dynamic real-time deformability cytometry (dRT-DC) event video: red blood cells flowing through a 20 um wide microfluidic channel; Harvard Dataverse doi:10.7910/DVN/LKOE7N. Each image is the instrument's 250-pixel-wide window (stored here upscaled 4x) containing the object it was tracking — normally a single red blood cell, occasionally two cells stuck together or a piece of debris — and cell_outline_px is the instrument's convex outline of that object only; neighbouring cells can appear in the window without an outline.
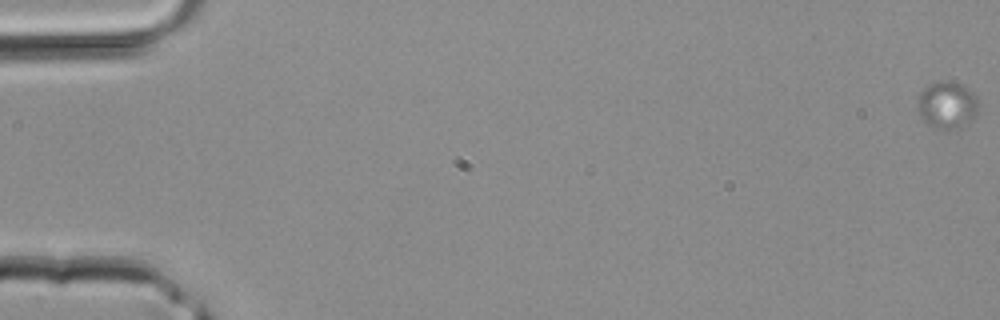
{"species": "common noctule bat (a hibernating species)", "species_latin": "Nyctalus noctula", "temperature_condition": "room temperature", "stored_images_in_passage": 36, "camera_frame_rate_fps": 3000, "um_per_image_px": 0.085, "animal": {"sex": "male", "body_mass_g": 20.4}, "frame": {"image": 1, "passage_image": 1, "time_ms": 0.0, "image_size_px": [1000, 320], "cell_outline_px": [[980, 104], [976, 112], [968, 120], [956, 128], [932, 128], [924, 124], [920, 116], [916, 104], [916, 100], [920, 92], [928, 84], [936, 80], [948, 80], [972, 92], [980, 100]], "centroid_in_image_um": [80.42, 8.9], "position_along_channel_um": 4.6, "area_um2": 16.7}}
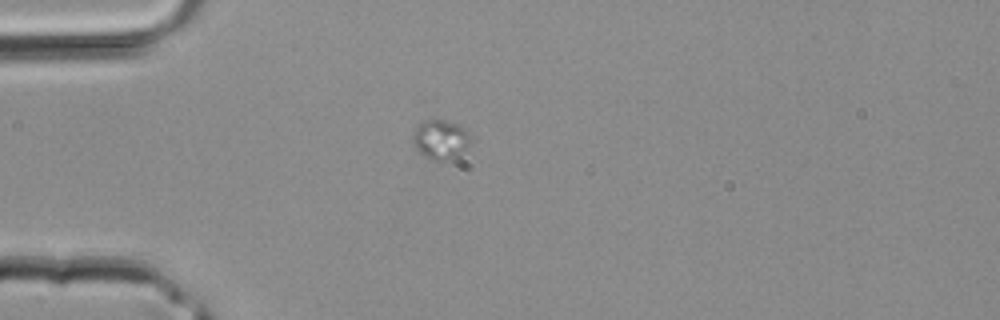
{"frame": {"image": 2, "passage_image": 13, "time_ms": 4.0, "image_size_px": [1000, 320], "cell_outline_px": [[468, 144], [456, 156], [448, 160], [432, 160], [424, 156], [416, 148], [412, 140], [412, 136], [416, 128], [424, 120], [444, 120], [456, 124], [464, 128], [468, 132]], "centroid_in_image_um": [37.39, 11.85], "position_along_channel_um": 47.6, "area_um2": 12.77}}